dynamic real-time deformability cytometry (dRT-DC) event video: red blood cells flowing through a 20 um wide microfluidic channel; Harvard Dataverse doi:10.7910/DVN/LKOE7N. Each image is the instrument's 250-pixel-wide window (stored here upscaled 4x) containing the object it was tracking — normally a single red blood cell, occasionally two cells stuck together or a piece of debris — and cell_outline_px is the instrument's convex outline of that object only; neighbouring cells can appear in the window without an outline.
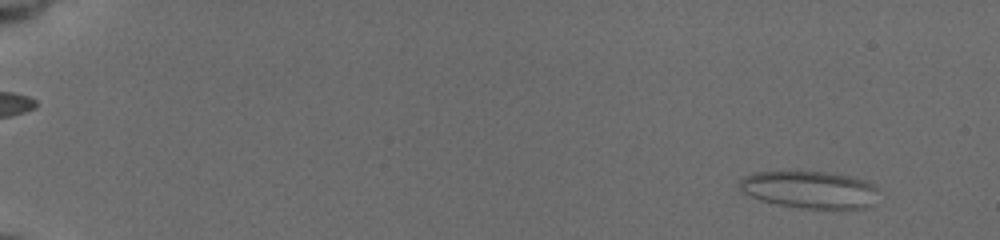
{"species": "common noctule bat (a hibernating species)", "species_latin": "Nyctalus noctula", "temperature_condition": "cold", "stored_images_in_passage": 57, "camera_frame_rate_fps": 3000, "um_per_image_px": 0.085, "animal": {"sex": "female", "body_mass_g": 19.5, "forearm_length_mm": 54.1}, "frame": {"image": 1, "passage_image": 5, "time_ms": 1.333, "image_size_px": [1000, 240], "cell_outline_px": [[876, 188], [868, 204], [864, 208], [804, 208], [776, 204], [752, 196], [744, 192], [740, 188], [740, 180], [744, 176], [756, 172], [828, 172], [848, 176], [864, 180], [872, 184]], "centroid_in_image_um": [68.75, 16.11], "position_along_channel_um": 16.2, "area_um2": 29.19}}
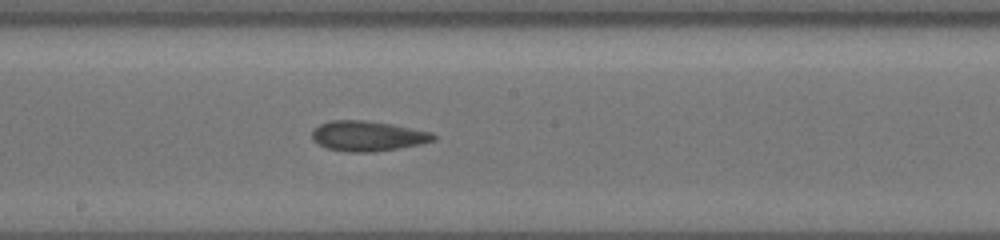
{"frame": {"image": 2, "passage_image": 34, "time_ms": 11.0, "image_size_px": [1000, 240], "cell_outline_px": [[436, 140], [420, 144], [400, 148], [372, 152], [348, 152], [328, 148], [312, 140], [312, 128], [320, 124], [332, 120], [364, 120], [392, 124], [432, 132], [436, 136]], "centroid_in_image_um": [31.26, 11.56], "position_along_channel_um": 216.9, "area_um2": 21.39}}
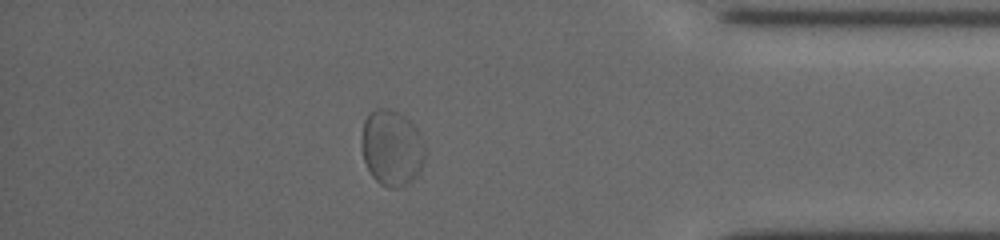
{"frame": {"image": 3, "passage_image": 51, "time_ms": 16.667, "image_size_px": [1000, 240], "cell_outline_px": [[424, 156], [420, 168], [416, 176], [412, 180], [396, 188], [388, 188], [380, 184], [372, 176], [364, 160], [360, 144], [360, 136], [364, 120], [368, 112], [376, 108], [388, 108], [404, 116], [416, 128], [424, 140]], "centroid_in_image_um": [33.25, 12.54], "position_along_channel_um": 401.9, "area_um2": 28.15}, "authors_computed_cell_mechanics": {"area_um2": 21.8484, "velocity_mm_per_s": 3.6919, "shape_relaxation_time_tau1_ms": 8.5507, "shape_relaxation_time_tau2_ms": null, "deformation_change_tau1": 0.1662, "deformation_change_tau2": null}}